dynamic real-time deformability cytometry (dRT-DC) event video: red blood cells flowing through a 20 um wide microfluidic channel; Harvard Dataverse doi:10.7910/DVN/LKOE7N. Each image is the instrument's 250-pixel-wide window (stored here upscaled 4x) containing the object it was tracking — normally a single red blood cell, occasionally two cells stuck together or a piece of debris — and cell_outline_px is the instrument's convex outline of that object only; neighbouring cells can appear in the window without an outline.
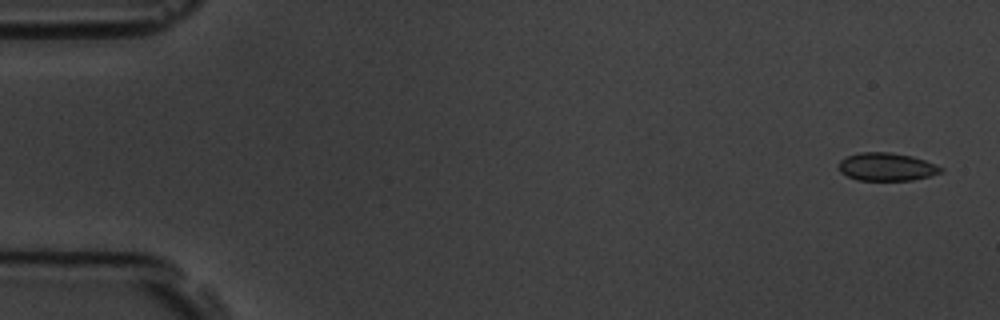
{"species": "common noctule bat (a hibernating species)", "species_latin": "Nyctalus noctula", "temperature_condition": "room temperature", "stored_images_in_passage": 55, "camera_frame_rate_fps": 3000, "um_per_image_px": 0.085, "animal": {"sex": "male", "body_mass_g": 19.5, "forearm_length_mm": 54.6}, "frame": {"image": 1, "passage_image": 2, "time_ms": 0.333, "image_size_px": [1000, 320], "cell_outline_px": [[944, 172], [912, 180], [856, 180], [840, 172], [840, 160], [848, 156], [860, 152], [892, 152], [912, 156], [924, 160], [944, 168]], "centroid_in_image_um": [75.38, 14.18], "position_along_channel_um": 9.6, "area_um2": 16.59}}
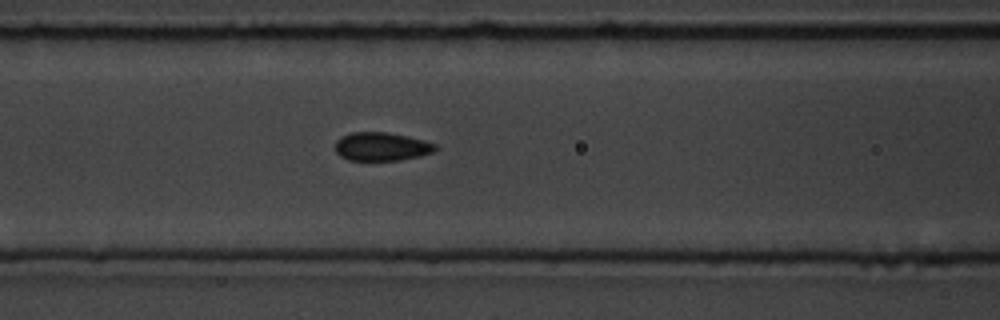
{"frame": {"image": 2, "passage_image": 24, "time_ms": 7.667, "image_size_px": [1000, 320], "cell_outline_px": [[440, 148], [432, 152], [420, 156], [400, 160], [348, 160], [340, 156], [336, 152], [336, 140], [340, 136], [352, 132], [388, 132], [408, 136], [424, 140], [436, 144]], "centroid_in_image_um": [32.44, 12.45], "position_along_channel_um": 134.2, "area_um2": 16.76}}
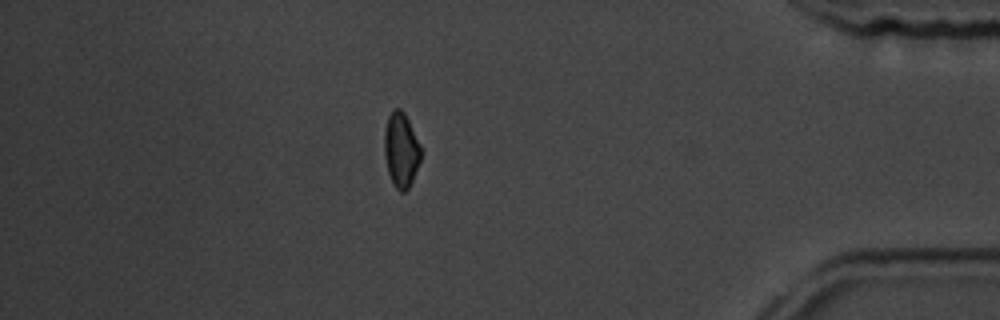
{"frame": {"image": 3, "passage_image": 50, "time_ms": 16.333, "image_size_px": [1000, 320], "cell_outline_px": [[420, 160], [412, 180], [408, 188], [404, 192], [400, 192], [396, 188], [388, 172], [384, 156], [384, 128], [388, 116], [392, 108], [400, 108], [404, 112], [420, 144]], "centroid_in_image_um": [34.06, 12.7], "position_along_channel_um": 401.1, "area_um2": 15.84}}